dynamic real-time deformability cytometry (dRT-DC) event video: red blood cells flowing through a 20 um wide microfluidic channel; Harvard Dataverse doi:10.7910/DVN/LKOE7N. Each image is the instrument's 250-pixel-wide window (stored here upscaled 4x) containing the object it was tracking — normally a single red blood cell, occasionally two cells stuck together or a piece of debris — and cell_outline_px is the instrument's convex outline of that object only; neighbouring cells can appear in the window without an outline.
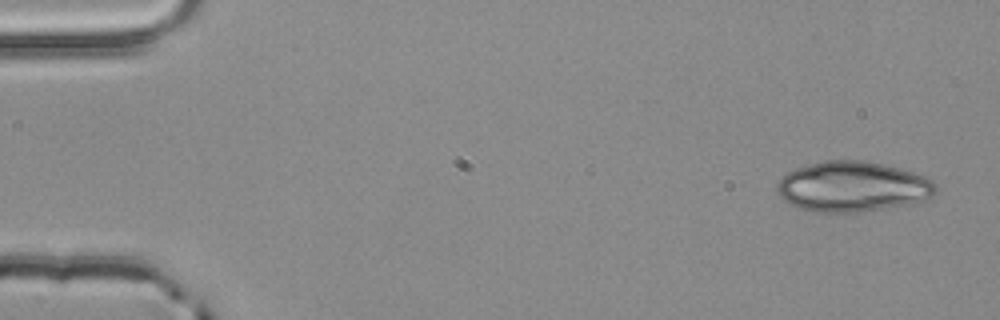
{"species": "common noctule bat (a hibernating species)", "species_latin": "Nyctalus noctula", "temperature_condition": "room temperature", "stored_images_in_passage": 3, "camera_frame_rate_fps": 3000, "um_per_image_px": 0.085, "animal": {"sex": "male", "body_mass_g": 20.4}, "frame": {"image": 1, "passage_image": 1, "time_ms": 0.0, "image_size_px": [1000, 320], "cell_outline_px": [[936, 192], [932, 196], [908, 204], [852, 212], [816, 212], [800, 208], [788, 204], [780, 196], [776, 188], [776, 184], [788, 172], [796, 168], [824, 160], [864, 160], [884, 164], [900, 168], [924, 176], [932, 180], [936, 184]], "centroid_in_image_um": [72.44, 15.85], "position_along_channel_um": 12.6, "area_um2": 46.18}}